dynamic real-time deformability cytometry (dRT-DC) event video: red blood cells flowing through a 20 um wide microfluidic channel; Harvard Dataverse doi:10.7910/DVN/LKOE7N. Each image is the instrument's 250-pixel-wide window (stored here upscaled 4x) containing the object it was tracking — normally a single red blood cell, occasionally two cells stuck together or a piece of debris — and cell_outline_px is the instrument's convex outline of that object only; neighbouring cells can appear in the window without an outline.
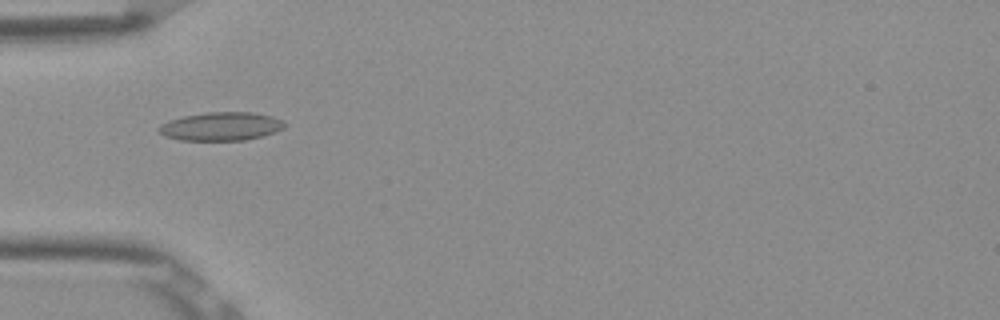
{"species": "Egyptian fruit bat (a non-hibernating species)", "species_latin": "Rousettus aegyptiacus", "temperature_condition": "room temperature", "stored_images_in_passage": 52, "camera_frame_rate_fps": 3000, "um_per_image_px": 0.085, "frame": {"image": 1, "passage_image": 17, "time_ms": 5.333, "image_size_px": [1000, 320], "cell_outline_px": [[288, 124], [284, 128], [276, 132], [264, 136], [244, 140], [180, 140], [164, 136], [156, 128], [160, 124], [168, 120], [184, 116], [204, 112], [252, 112], [272, 116], [284, 120]], "centroid_in_image_um": [18.82, 10.74], "position_along_channel_um": 66.2, "area_um2": 21.15}}
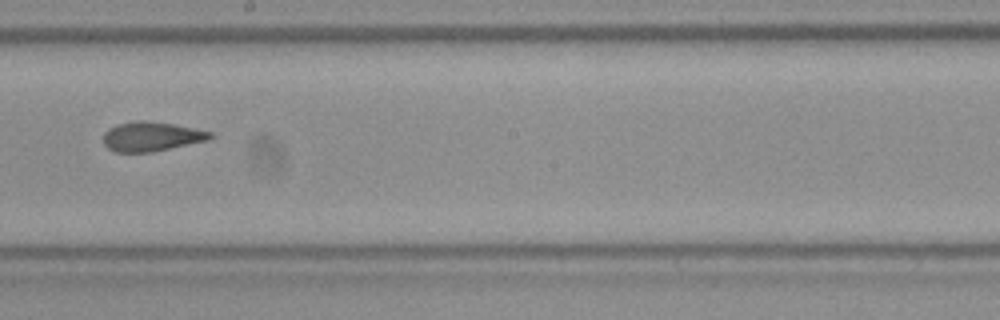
{"frame": {"image": 2, "passage_image": 30, "time_ms": 9.667, "image_size_px": [1000, 320], "cell_outline_px": [[212, 136], [208, 140], [152, 152], [116, 152], [108, 148], [104, 144], [104, 132], [108, 128], [120, 124], [136, 120], [144, 120], [172, 124], [212, 132]], "centroid_in_image_um": [12.84, 11.6], "position_along_channel_um": 235.4, "area_um2": 18.09}}
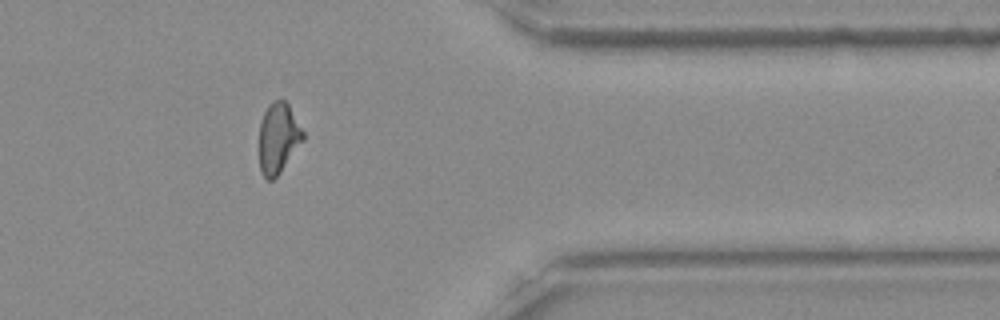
{"frame": {"image": 3, "passage_image": 43, "time_ms": 14.0, "image_size_px": [1000, 320], "cell_outline_px": [[304, 140], [280, 172], [272, 180], [268, 180], [260, 172], [260, 124], [264, 112], [268, 104], [272, 100], [284, 100], [288, 104], [304, 132]], "centroid_in_image_um": [23.66, 11.72], "position_along_channel_um": 387.7, "area_um2": 17.86}, "authors_computed_cell_mechanics": {"area_um2": 18.6983, "velocity_mm_per_s": 3.8978, "shape_relaxation_time_tau1_ms": null, "shape_relaxation_time_tau2_ms": 1.5355, "deformation_change_tau1": null, "deformation_change_tau2": 0.0875}}